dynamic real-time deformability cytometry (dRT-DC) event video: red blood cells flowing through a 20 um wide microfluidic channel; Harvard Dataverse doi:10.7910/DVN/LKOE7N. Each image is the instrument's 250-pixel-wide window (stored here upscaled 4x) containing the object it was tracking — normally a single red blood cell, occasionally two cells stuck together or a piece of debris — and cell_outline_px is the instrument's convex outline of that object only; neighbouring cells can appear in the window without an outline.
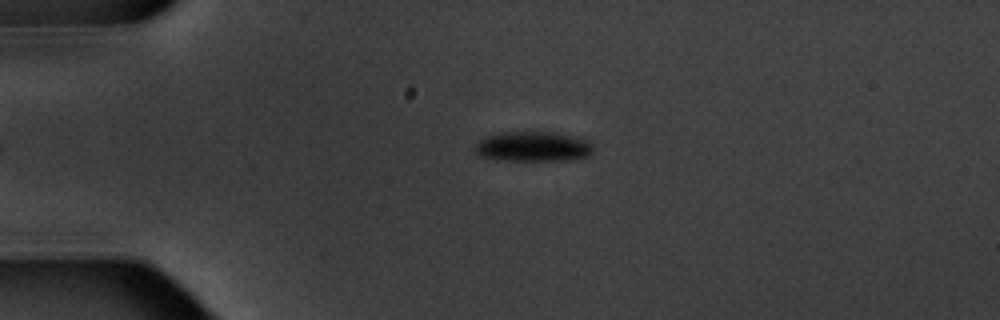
{"species": "common noctule bat (a hibernating species)", "species_latin": "Nyctalus noctula", "temperature_condition": "warm", "stored_images_in_passage": 5, "camera_frame_rate_fps": 3000, "um_per_image_px": 0.085, "animal": {"sex": "male", "body_mass_g": 20.1, "forearm_length_mm": 53.5}, "frame": {"image": 1, "passage_image": 5, "time_ms": 5.0, "image_size_px": [1000, 320], "cell_outline_px": [[592, 152], [588, 156], [568, 160], [496, 160], [476, 156], [472, 148], [484, 136], [500, 132], [556, 132], [580, 136], [588, 140], [592, 144]], "centroid_in_image_um": [45.27, 12.45], "position_along_channel_um": 39.7, "area_um2": 21.21}}